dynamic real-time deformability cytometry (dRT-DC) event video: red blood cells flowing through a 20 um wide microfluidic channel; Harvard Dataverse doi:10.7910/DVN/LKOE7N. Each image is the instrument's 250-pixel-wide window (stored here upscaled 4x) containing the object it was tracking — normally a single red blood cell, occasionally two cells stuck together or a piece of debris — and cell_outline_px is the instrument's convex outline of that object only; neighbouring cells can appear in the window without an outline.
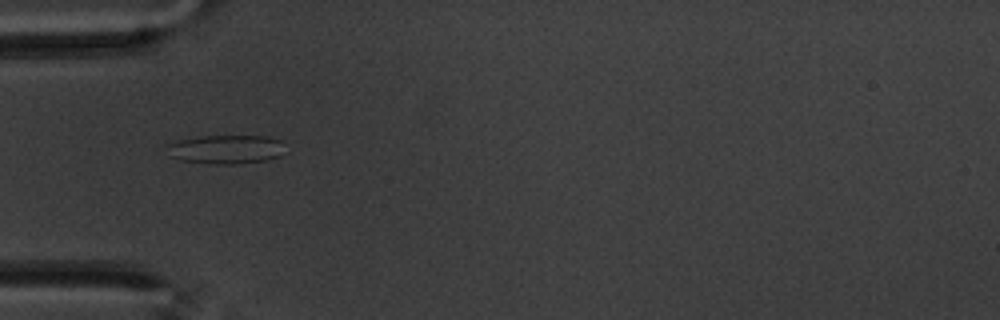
{"species": "common noctule bat (a hibernating species)", "species_latin": "Nyctalus noctula", "temperature_condition": "warm", "stored_images_in_passage": 31, "camera_frame_rate_fps": 3000, "um_per_image_px": 0.085, "animal": {"sex": "male", "body_mass_g": 20.1, "forearm_length_mm": 53.5}, "frame": {"image": 1, "passage_image": 1, "time_ms": 0.0, "image_size_px": [1000, 320], "cell_outline_px": [[280, 156], [268, 160], [236, 164], [216, 164], [180, 160], [168, 156], [164, 144], [180, 140], [200, 136], [268, 136], [280, 140]], "centroid_in_image_um": [19.11, 12.69], "position_along_channel_um": 65.9, "area_um2": 19.88}}
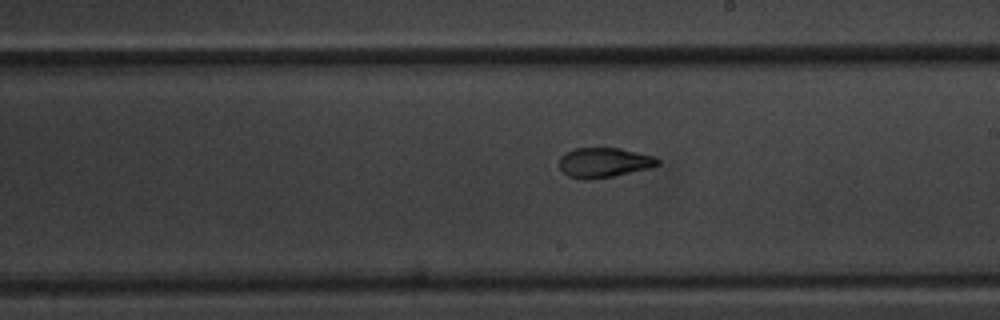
{"frame": {"image": 2, "passage_image": 16, "time_ms": 5.0, "image_size_px": [1000, 320], "cell_outline_px": [[660, 164], [652, 168], [612, 176], [588, 180], [584, 180], [568, 176], [560, 168], [560, 156], [576, 148], [620, 148], [652, 156], [660, 160]], "centroid_in_image_um": [51.36, 13.82], "position_along_channel_um": 237.6, "area_um2": 16.99}}
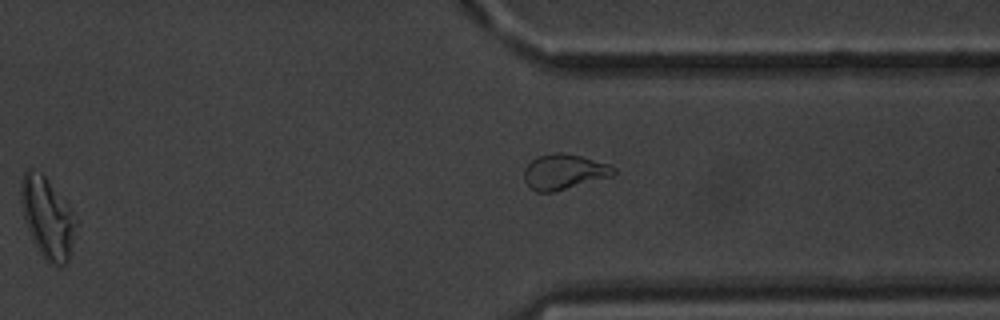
{"frame": {"image": 3, "passage_image": 27, "time_ms": 8.667, "image_size_px": [1000, 320], "cell_outline_px": [[76, 224], [68, 260], [64, 264], [52, 264], [40, 252], [28, 228], [24, 216], [20, 200], [20, 188], [24, 172], [28, 168], [32, 168], [40, 172], [44, 176], [72, 208], [76, 220]], "centroid_in_image_um": [4.03, 18.44], "position_along_channel_um": 407.4, "area_um2": 25.2}, "authors_computed_cell_mechanics": {"area_um2": 17.34, "velocity_mm_per_s": 3.4412, "shape_relaxation_time_tau1_ms": 6.5198, "shape_relaxation_time_tau2_ms": 2.0267, "deformation_change_tau1": 0.1808, "deformation_change_tau2": 0.0751}}